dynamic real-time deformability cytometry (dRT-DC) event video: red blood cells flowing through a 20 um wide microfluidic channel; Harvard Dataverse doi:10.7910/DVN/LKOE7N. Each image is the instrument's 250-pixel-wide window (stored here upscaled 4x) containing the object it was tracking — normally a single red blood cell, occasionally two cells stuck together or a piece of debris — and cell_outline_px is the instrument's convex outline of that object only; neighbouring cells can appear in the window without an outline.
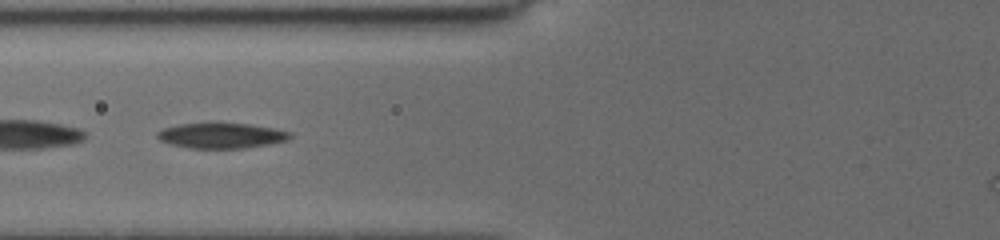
{"species": "common noctule bat (a hibernating species)", "species_latin": "Nyctalus noctula", "temperature_condition": "cold", "stored_images_in_passage": 5, "camera_frame_rate_fps": 3000, "um_per_image_px": 0.085, "animal": {"sex": "female", "body_mass_g": 19.5, "forearm_length_mm": 54.1}, "frame": {"image": 1, "passage_image": 3, "time_ms": 2.333, "image_size_px": [1000, 240], "cell_outline_px": [[292, 136], [288, 140], [268, 144], [240, 148], [192, 148], [168, 144], [160, 140], [156, 136], [156, 132], [164, 128], [180, 124], [252, 124], [292, 132]], "centroid_in_image_um": [18.81, 11.53], "position_along_channel_um": 107.0, "area_um2": 19.31}}
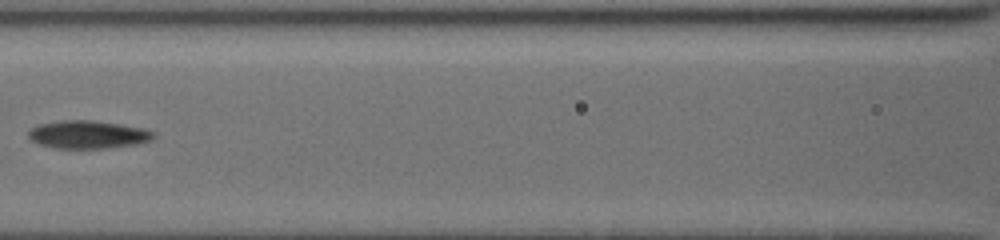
{"frame": {"image": 2, "passage_image": 4, "time_ms": 3.667, "image_size_px": [1000, 240], "cell_outline_px": [[152, 136], [148, 140], [136, 144], [104, 148], [56, 148], [40, 144], [32, 140], [28, 136], [28, 132], [36, 124], [64, 120], [92, 120], [140, 128], [152, 132]], "centroid_in_image_um": [7.37, 11.43], "position_along_channel_um": 159.2, "area_um2": 19.83}}
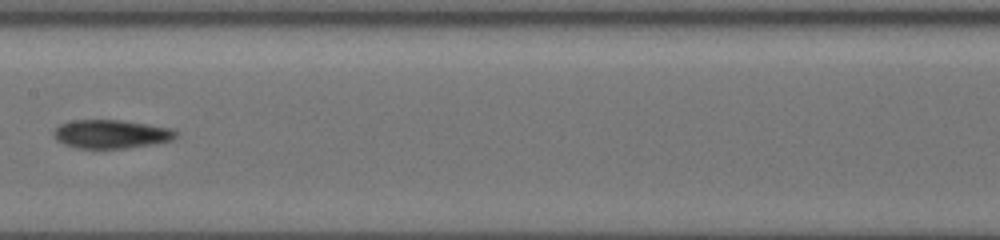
{"frame": {"image": 3, "passage_image": 5, "time_ms": 4.667, "image_size_px": [1000, 240], "cell_outline_px": [[176, 136], [172, 140], [152, 144], [124, 148], [76, 148], [64, 144], [56, 140], [52, 132], [60, 124], [72, 120], [120, 120], [168, 128], [176, 132]], "centroid_in_image_um": [9.37, 11.4], "position_along_channel_um": 198.0, "area_um2": 20.06}}